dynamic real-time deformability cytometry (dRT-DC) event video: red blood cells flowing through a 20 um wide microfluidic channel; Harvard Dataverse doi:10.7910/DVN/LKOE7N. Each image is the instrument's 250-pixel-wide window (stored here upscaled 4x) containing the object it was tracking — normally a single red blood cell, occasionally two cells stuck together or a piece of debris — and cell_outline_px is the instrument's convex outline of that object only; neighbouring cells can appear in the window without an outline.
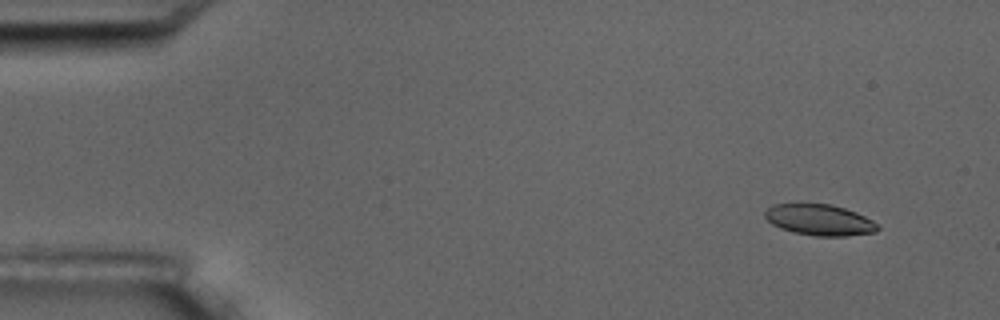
{"species": "common noctule bat (a hibernating species)", "species_latin": "Nyctalus noctula", "temperature_condition": "room temperature", "stored_images_in_passage": 5, "camera_frame_rate_fps": 3000, "um_per_image_px": 0.085, "animal": {"sex": "male", "body_mass_g": 17.5, "forearm_length_mm": 52.3}, "frame": {"image": 1, "passage_image": 1, "time_ms": 0.0, "image_size_px": [1000, 320], "cell_outline_px": [[880, 228], [876, 232], [844, 236], [816, 236], [796, 232], [780, 228], [772, 224], [764, 216], [764, 212], [772, 204], [796, 200], [800, 200], [832, 204], [856, 212], [880, 224]], "centroid_in_image_um": [69.61, 18.63], "position_along_channel_um": 15.4, "area_um2": 21.27}}
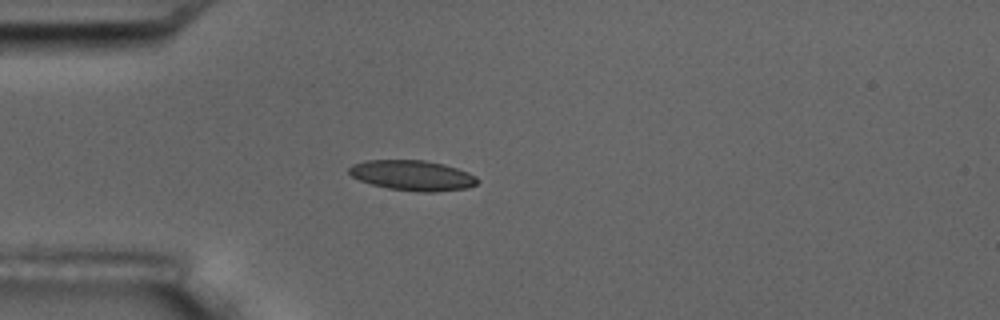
{"frame": {"image": 2, "passage_image": 4, "time_ms": 3.667, "image_size_px": [1000, 320], "cell_outline_px": [[480, 180], [476, 184], [468, 188], [436, 192], [420, 192], [388, 188], [372, 184], [360, 180], [352, 176], [348, 172], [348, 168], [352, 164], [364, 160], [424, 160], [444, 164], [468, 172], [476, 176]], "centroid_in_image_um": [35.07, 14.91], "position_along_channel_um": 49.9, "area_um2": 22.72}}